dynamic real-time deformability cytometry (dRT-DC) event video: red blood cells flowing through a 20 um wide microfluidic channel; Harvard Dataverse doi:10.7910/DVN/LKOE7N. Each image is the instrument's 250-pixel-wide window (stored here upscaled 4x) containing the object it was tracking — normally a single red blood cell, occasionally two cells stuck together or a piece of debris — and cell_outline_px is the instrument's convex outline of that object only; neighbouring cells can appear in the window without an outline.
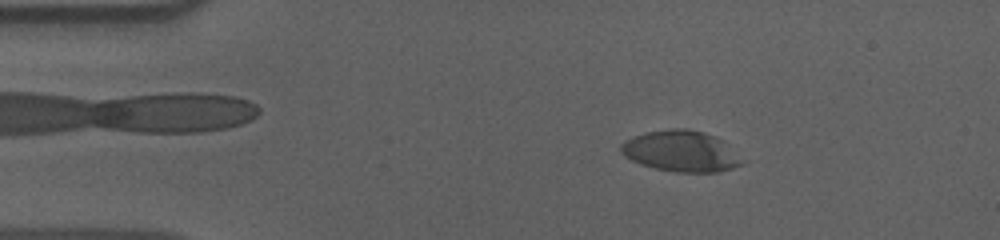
{"species": "human", "species_latin": "Homo sapiens", "temperature_condition": "cold", "stored_images_in_passage": 56, "camera_frame_rate_fps": 3000, "um_per_image_px": 0.085, "donor": {"sex": "male"}, "frame": {"image": 1, "passage_image": 9, "time_ms": 2.667, "image_size_px": [1000, 240], "cell_outline_px": [[744, 164], [732, 168], [716, 172], [676, 172], [656, 168], [640, 164], [624, 156], [620, 152], [620, 144], [624, 140], [632, 136], [644, 132], [672, 128], [684, 128], [704, 132], [716, 136], [724, 140]], "centroid_in_image_um": [57.84, 12.83], "position_along_channel_um": 27.2, "area_um2": 29.02}}
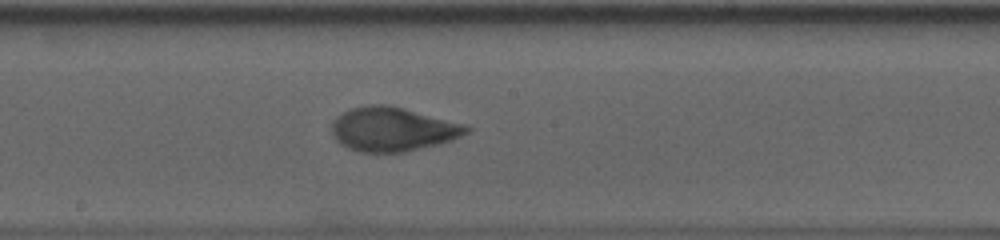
{"frame": {"image": 2, "passage_image": 30, "time_ms": 9.667, "image_size_px": [1000, 240], "cell_outline_px": [[472, 128], [468, 132], [452, 140], [440, 144], [404, 152], [360, 152], [348, 148], [340, 144], [336, 140], [332, 132], [332, 120], [336, 116], [352, 108], [368, 104], [388, 104], [404, 108], [464, 124]], "centroid_in_image_um": [33.36, 10.98], "position_along_channel_um": 214.8, "area_um2": 34.62}}
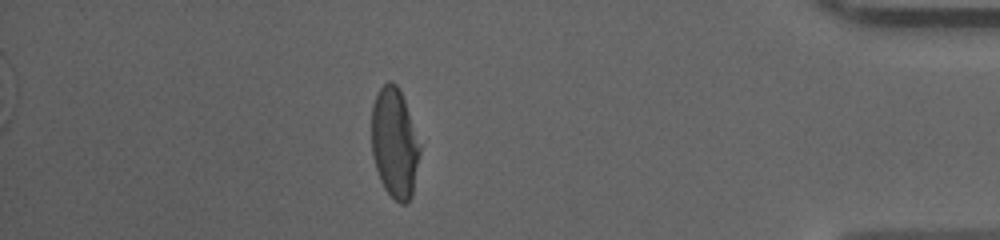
{"frame": {"image": 3, "passage_image": 49, "time_ms": 16.0, "image_size_px": [1000, 240], "cell_outline_px": [[420, 152], [412, 196], [404, 204], [400, 204], [384, 188], [380, 180], [372, 156], [372, 104], [380, 88], [388, 80], [392, 80], [396, 84], [404, 100], [420, 148]], "centroid_in_image_um": [33.51, 12.16], "position_along_channel_um": 401.7, "area_um2": 30.46}, "authors_computed_cell_mechanics": {"area_um2": 32.5414, "velocity_mm_per_s": 3.6116, "shape_relaxation_time_tau1_ms": 4.7201, "shape_relaxation_time_tau2_ms": 0.9165, "deformation_change_tau1": 0.1825, "deformation_change_tau2": 0.0553}}